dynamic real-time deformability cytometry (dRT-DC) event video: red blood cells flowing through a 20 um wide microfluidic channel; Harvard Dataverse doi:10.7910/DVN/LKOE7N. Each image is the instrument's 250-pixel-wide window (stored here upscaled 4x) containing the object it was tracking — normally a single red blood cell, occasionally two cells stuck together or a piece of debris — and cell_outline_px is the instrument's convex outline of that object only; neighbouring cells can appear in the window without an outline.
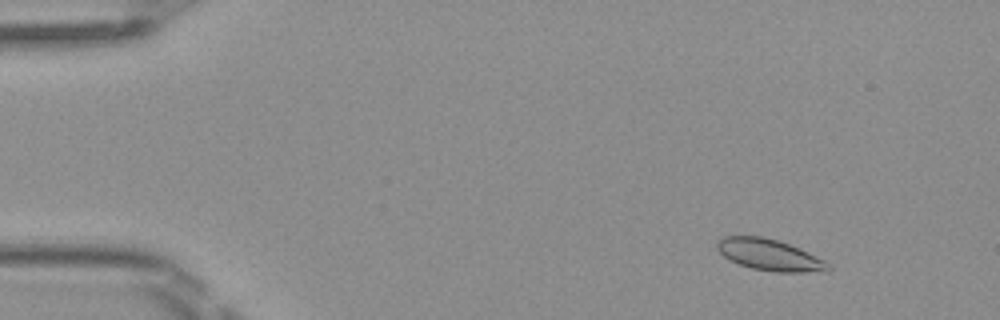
{"species": "Egyptian fruit bat (a non-hibernating species)", "species_latin": "Rousettus aegyptiacus", "temperature_condition": "room temperature", "stored_images_in_passage": 5, "camera_frame_rate_fps": 3000, "um_per_image_px": 0.085, "frame": {"image": 1, "passage_image": 2, "time_ms": 0.333, "image_size_px": [1000, 320], "cell_outline_px": [[832, 268], [828, 272], [776, 272], [752, 268], [740, 264], [724, 256], [716, 248], [716, 244], [724, 236], [764, 236], [788, 244], [824, 260], [832, 264]], "centroid_in_image_um": [65.45, 21.68], "position_along_channel_um": 19.5, "area_um2": 20.11}}